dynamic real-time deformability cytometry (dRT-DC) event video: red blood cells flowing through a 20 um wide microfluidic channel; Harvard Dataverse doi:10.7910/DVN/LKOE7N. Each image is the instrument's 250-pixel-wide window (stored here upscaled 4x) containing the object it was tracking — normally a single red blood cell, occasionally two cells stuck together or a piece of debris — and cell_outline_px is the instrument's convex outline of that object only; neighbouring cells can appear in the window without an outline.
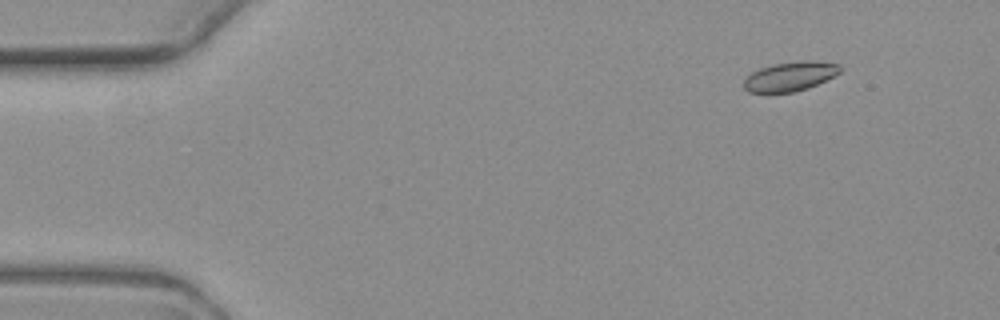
{"species": "common noctule bat (a hibernating species)", "species_latin": "Nyctalus noctula", "temperature_condition": "warm", "stored_images_in_passage": 4, "camera_frame_rate_fps": 3000, "um_per_image_px": 0.085, "animal": {"sex": "female", "body_mass_g": 19.3, "forearm_length_mm": 54.1}, "frame": {"image": 1, "passage_image": 1, "time_ms": 0.0, "image_size_px": [1000, 320], "cell_outline_px": [[844, 68], [840, 72], [808, 88], [792, 92], [748, 92], [744, 88], [744, 80], [752, 72], [760, 68], [772, 64], [800, 60], [812, 60], [840, 64]], "centroid_in_image_um": [67.17, 6.47], "position_along_channel_um": 17.8, "area_um2": 16.42}}
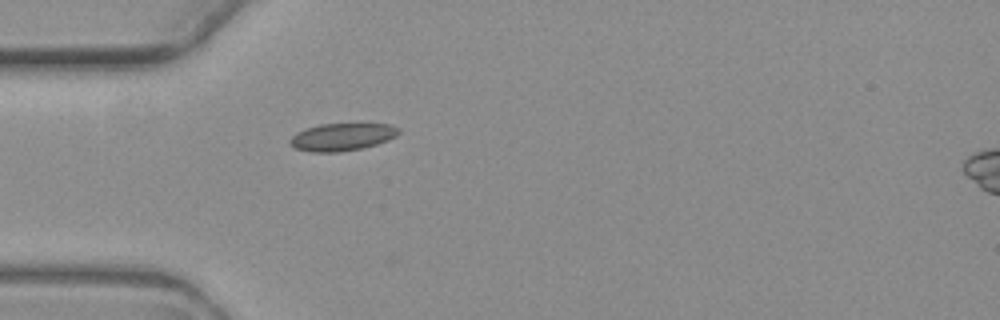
{"frame": {"image": 2, "passage_image": 4, "time_ms": 3.667, "image_size_px": [1000, 320], "cell_outline_px": [[400, 132], [396, 136], [388, 140], [376, 144], [360, 148], [340, 152], [308, 152], [296, 148], [288, 140], [296, 132], [320, 124], [392, 124], [400, 128]], "centroid_in_image_um": [29.09, 11.64], "position_along_channel_um": 55.9, "area_um2": 17.34}}